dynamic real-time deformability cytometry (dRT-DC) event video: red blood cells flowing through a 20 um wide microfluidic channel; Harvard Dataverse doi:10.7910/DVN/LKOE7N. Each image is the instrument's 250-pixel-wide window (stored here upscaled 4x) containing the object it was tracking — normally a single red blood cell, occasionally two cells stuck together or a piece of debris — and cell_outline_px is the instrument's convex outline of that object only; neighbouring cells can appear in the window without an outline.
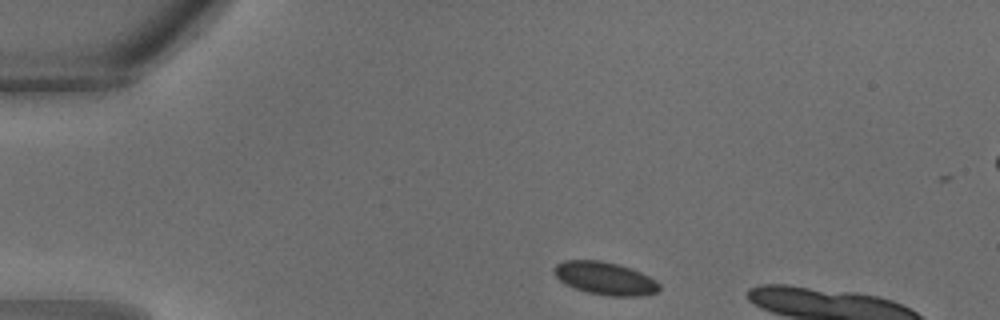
{"species": "common noctule bat (a hibernating species)", "species_latin": "Nyctalus noctula", "temperature_condition": "warm", "stored_images_in_passage": 5, "camera_frame_rate_fps": 3000, "um_per_image_px": 0.085, "animal": {"sex": "male", "body_mass_g": 18.8}, "frame": {"image": 1, "passage_image": 1, "time_ms": 0.0, "image_size_px": [1000, 320], "cell_outline_px": [[660, 288], [656, 292], [640, 296], [608, 296], [588, 292], [572, 288], [564, 284], [552, 272], [552, 268], [556, 264], [564, 260], [600, 260], [616, 264], [640, 272], [656, 280], [660, 284]], "centroid_in_image_um": [51.38, 23.66], "position_along_channel_um": 33.6, "area_um2": 20.17}}